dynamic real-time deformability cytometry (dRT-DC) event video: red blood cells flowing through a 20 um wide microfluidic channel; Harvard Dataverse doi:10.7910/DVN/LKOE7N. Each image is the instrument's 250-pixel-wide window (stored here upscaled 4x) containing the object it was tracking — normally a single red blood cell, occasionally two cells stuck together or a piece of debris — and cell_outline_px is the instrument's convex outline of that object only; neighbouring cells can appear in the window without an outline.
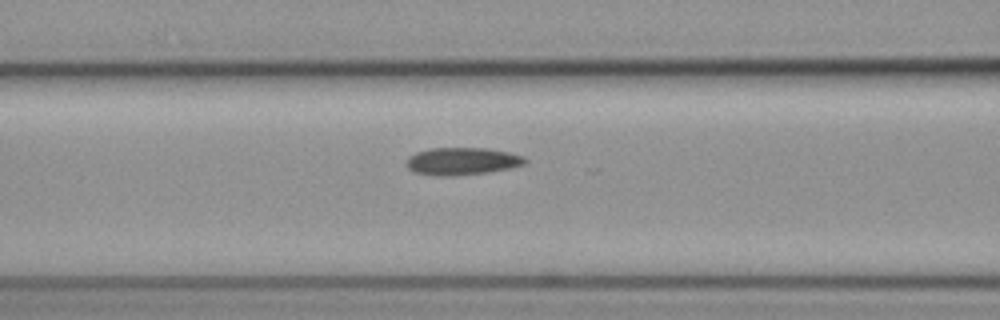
{"species": "common noctule bat (a hibernating species)", "species_latin": "Nyctalus noctula", "temperature_condition": "cold", "stored_images_in_passage": 6, "camera_frame_rate_fps": 3000, "um_per_image_px": 0.085, "animal": {"sex": "female", "body_mass_g": 19.3, "forearm_length_mm": 54.1}, "frame": {"image": 1, "passage_image": 6, "time_ms": 1.667, "image_size_px": [1000, 320], "cell_outline_px": [[528, 160], [524, 164], [508, 168], [488, 172], [448, 176], [436, 176], [416, 172], [408, 168], [408, 156], [416, 152], [432, 148], [488, 148], [508, 152], [524, 156]], "centroid_in_image_um": [39.29, 13.69], "position_along_channel_um": 127.3, "area_um2": 18.79}}